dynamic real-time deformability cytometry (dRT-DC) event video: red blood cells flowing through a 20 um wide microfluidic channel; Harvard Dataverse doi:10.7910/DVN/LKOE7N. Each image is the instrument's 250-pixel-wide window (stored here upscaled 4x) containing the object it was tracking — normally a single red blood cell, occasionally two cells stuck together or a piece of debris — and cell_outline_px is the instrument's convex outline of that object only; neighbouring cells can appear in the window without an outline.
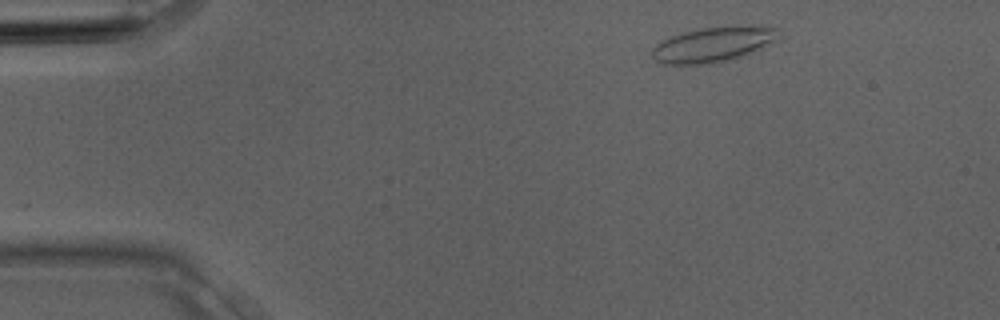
{"species": "Egyptian fruit bat (a non-hibernating species)", "species_latin": "Rousettus aegyptiacus", "temperature_condition": "room temperature", "stored_images_in_passage": 3, "camera_frame_rate_fps": 3000, "um_per_image_px": 0.085, "animal": {"sex": "male"}, "frame": {"image": 1, "passage_image": 1, "time_ms": 0.0, "image_size_px": [1000, 320], "cell_outline_px": [[776, 28], [772, 40], [740, 56], [712, 64], [664, 64], [656, 60], [652, 56], [652, 48], [656, 44], [672, 36], [684, 32], [704, 28], [736, 24]], "centroid_in_image_um": [60.48, 3.77], "position_along_channel_um": 24.5, "area_um2": 24.91}}